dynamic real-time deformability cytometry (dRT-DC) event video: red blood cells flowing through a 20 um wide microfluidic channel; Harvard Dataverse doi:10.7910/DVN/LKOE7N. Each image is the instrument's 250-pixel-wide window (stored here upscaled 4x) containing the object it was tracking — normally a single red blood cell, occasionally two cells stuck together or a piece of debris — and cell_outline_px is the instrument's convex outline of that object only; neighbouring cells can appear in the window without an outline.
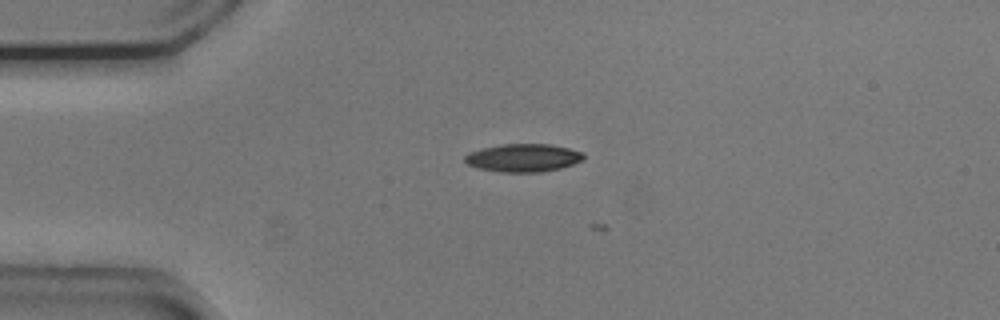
{"species": "common noctule bat (a hibernating species)", "species_latin": "Nyctalus noctula", "temperature_condition": "cold", "stored_images_in_passage": 3, "camera_frame_rate_fps": 3000, "um_per_image_px": 0.085, "animal": {"sex": "male", "body_mass_g": 20.5, "forearm_length_mm": 52.5}, "frame": {"image": 1, "passage_image": 2, "time_ms": 0.333, "image_size_px": [1000, 320], "cell_outline_px": [[584, 160], [560, 168], [540, 172], [500, 172], [476, 168], [468, 164], [464, 160], [464, 156], [468, 152], [500, 144], [552, 144], [584, 152]], "centroid_in_image_um": [44.47, 13.41], "position_along_channel_um": 40.5, "area_um2": 19.48}}